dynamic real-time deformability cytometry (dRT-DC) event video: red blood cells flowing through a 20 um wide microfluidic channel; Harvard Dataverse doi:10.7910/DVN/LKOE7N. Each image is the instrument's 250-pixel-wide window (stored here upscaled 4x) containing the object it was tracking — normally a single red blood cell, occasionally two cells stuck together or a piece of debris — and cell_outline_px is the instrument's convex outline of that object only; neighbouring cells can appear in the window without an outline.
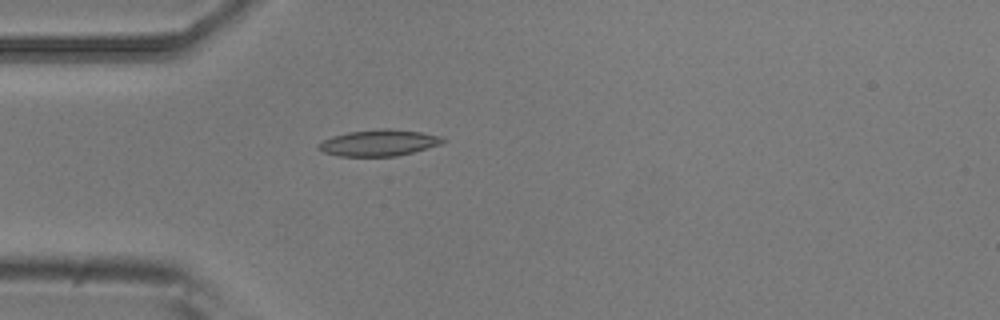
{"species": "common noctule bat (a hibernating species)", "species_latin": "Nyctalus noctula", "temperature_condition": "room temperature", "stored_images_in_passage": 1, "camera_frame_rate_fps": 3000, "um_per_image_px": 0.085, "animal": {"sex": "male", "body_mass_g": 20.5, "forearm_length_mm": 52.5}, "frame": {"image": 1, "passage_image": 1, "time_ms": 0.0, "image_size_px": [1000, 320], "cell_outline_px": [[448, 140], [440, 144], [412, 152], [396, 156], [340, 156], [324, 152], [316, 148], [316, 144], [332, 136], [348, 132], [380, 128], [388, 128], [420, 132], [440, 136]], "centroid_in_image_um": [32.17, 12.13], "position_along_channel_um": 52.8, "area_um2": 19.02}}